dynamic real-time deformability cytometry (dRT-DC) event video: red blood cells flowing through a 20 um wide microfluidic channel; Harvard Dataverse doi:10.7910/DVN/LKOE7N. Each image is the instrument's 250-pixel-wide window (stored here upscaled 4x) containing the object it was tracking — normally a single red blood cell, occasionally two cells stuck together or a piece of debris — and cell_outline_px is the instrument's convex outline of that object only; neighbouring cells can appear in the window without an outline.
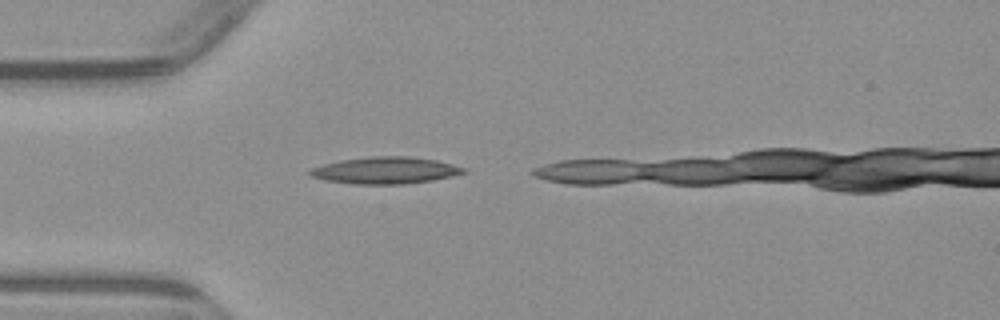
{"species": "common noctule bat (a hibernating species)", "species_latin": "Nyctalus noctula", "temperature_condition": "warm", "stored_images_in_passage": 7, "camera_frame_rate_fps": 3000, "um_per_image_px": 0.085, "animal": {"sex": "male", "body_mass_g": 23.1, "forearm_length_mm": 52.7}, "frame": {"image": 1, "passage_image": 1, "time_ms": 0.0, "image_size_px": [1000, 320], "cell_outline_px": [[468, 172], [452, 176], [432, 180], [404, 184], [352, 184], [324, 180], [308, 176], [304, 172], [312, 168], [324, 164], [340, 160], [372, 156], [408, 156], [436, 160], [468, 168]], "centroid_in_image_um": [32.73, 14.48], "position_along_channel_um": 52.3, "area_um2": 24.28}}